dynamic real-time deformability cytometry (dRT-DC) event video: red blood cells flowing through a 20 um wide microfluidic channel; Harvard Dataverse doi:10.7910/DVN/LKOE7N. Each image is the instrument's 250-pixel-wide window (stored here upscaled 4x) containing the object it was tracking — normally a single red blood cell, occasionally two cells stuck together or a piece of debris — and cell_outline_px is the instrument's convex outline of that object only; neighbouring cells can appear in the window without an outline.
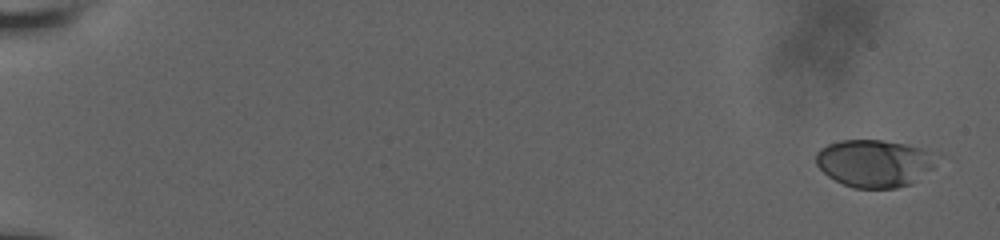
{"species": "human", "species_latin": "Homo sapiens", "temperature_condition": "room temperature", "stored_images_in_passage": 8, "camera_frame_rate_fps": 3000, "um_per_image_px": 0.085, "donor": {"sex": "male"}, "frame": {"image": 1, "passage_image": 1, "time_ms": 0.0, "image_size_px": [1000, 240], "cell_outline_px": [[932, 168], [912, 184], [896, 188], [852, 188], [828, 176], [816, 164], [816, 152], [820, 148], [828, 144], [840, 140], [880, 140], [904, 144], [920, 148], [924, 152], [932, 164]], "centroid_in_image_um": [74.19, 13.89], "position_along_channel_um": 10.8, "area_um2": 32.48}}
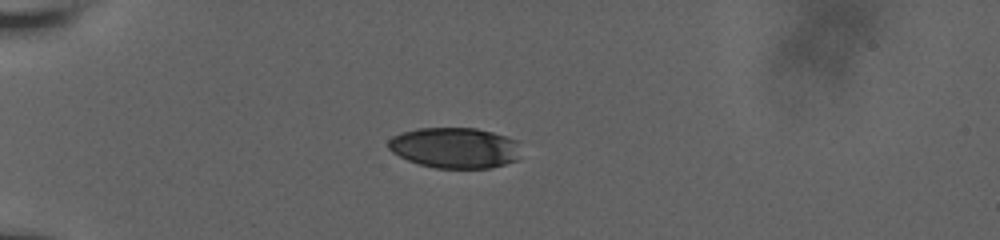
{"frame": {"image": 2, "passage_image": 6, "time_ms": 5.333, "image_size_px": [1000, 240], "cell_outline_px": [[520, 156], [516, 160], [492, 168], [436, 168], [420, 164], [408, 160], [392, 152], [388, 148], [388, 140], [392, 136], [400, 132], [416, 128], [476, 128], [508, 136], [520, 140]], "centroid_in_image_um": [38.69, 12.55], "position_along_channel_um": 46.3, "area_um2": 31.85}}
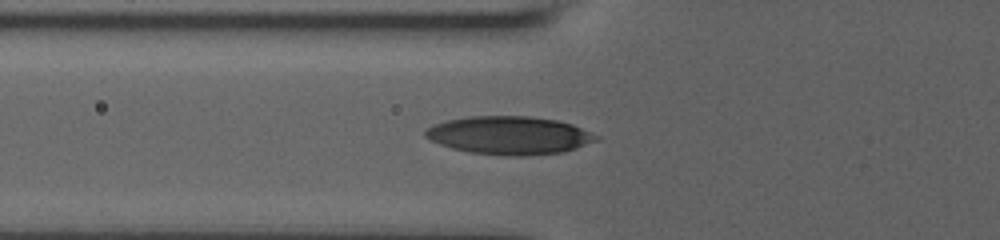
{"frame": {"image": 3, "passage_image": 8, "time_ms": 7.333, "image_size_px": [1000, 240], "cell_outline_px": [[600, 140], [564, 152], [528, 156], [504, 156], [468, 152], [452, 148], [440, 144], [424, 136], [424, 132], [432, 124], [448, 120], [468, 116], [528, 116], [556, 120], [572, 124], [600, 136]], "centroid_in_image_um": [43.31, 11.51], "position_along_channel_um": 82.5, "area_um2": 38.21}}